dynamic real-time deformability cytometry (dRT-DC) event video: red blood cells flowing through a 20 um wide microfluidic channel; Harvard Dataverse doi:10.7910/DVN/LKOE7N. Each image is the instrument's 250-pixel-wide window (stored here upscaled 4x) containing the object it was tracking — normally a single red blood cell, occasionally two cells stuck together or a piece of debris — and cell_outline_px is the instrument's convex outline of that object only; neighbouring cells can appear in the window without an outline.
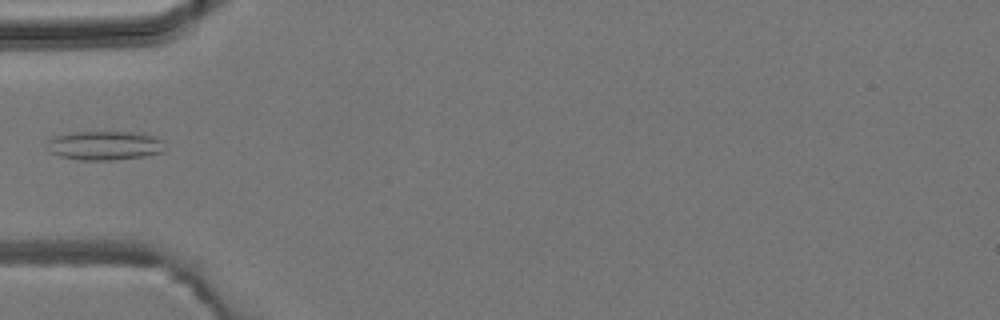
{"species": "common noctule bat (a hibernating species)", "species_latin": "Nyctalus noctula", "temperature_condition": "room temperature", "stored_images_in_passage": 5, "camera_frame_rate_fps": 3000, "um_per_image_px": 0.085, "animal": {"sex": "male", "body_mass_g": 19.2, "forearm_length_mm": 51.8}, "frame": {"image": 1, "passage_image": 4, "time_ms": 4.333, "image_size_px": [1000, 320], "cell_outline_px": [[164, 152], [144, 156], [112, 160], [80, 160], [60, 156], [48, 152], [44, 144], [48, 140], [56, 136], [72, 132], [140, 132], [152, 136], [160, 140]], "centroid_in_image_um": [8.82, 12.37], "position_along_channel_um": 76.2, "area_um2": 20.0}}